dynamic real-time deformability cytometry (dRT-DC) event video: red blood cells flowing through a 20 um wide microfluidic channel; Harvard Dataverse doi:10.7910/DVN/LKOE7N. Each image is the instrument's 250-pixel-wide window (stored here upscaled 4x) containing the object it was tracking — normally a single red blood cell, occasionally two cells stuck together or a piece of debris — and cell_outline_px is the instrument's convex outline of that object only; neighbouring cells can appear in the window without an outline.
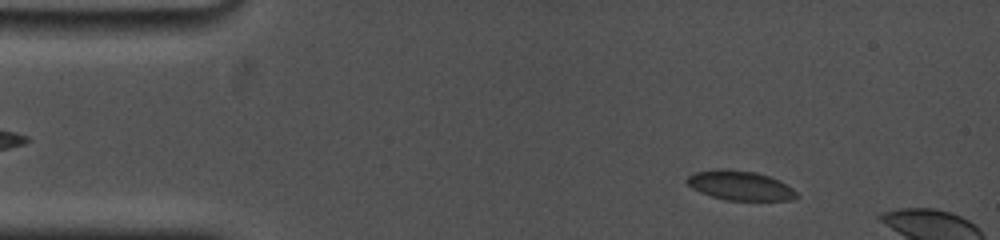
{"species": "common noctule bat (a hibernating species)", "species_latin": "Nyctalus noctula", "temperature_condition": "cold", "stored_images_in_passage": 10, "camera_frame_rate_fps": 5000, "um_per_image_px": 0.085, "animal": {"sex": "female", "body_mass_g": 19.0, "forearm_length_mm": 53.3}, "frame": {"image": 1, "passage_image": 5, "time_ms": 1.4, "image_size_px": [1000, 240], "cell_outline_px": [[800, 196], [792, 200], [724, 200], [700, 192], [692, 188], [684, 180], [692, 172], [716, 168], [724, 168], [756, 172], [780, 180], [792, 188]], "centroid_in_image_um": [62.88, 15.75], "position_along_channel_um": 22.1, "area_um2": 19.07}}